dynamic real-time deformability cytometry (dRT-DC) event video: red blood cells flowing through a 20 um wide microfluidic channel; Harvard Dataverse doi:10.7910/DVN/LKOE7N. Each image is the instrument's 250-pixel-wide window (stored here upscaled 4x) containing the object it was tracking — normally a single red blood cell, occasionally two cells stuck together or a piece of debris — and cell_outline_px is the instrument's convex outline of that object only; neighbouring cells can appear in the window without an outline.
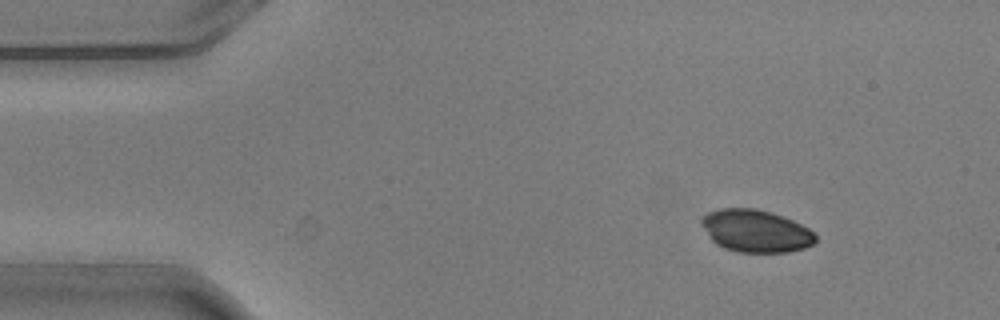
{"species": "common noctule bat (a hibernating species)", "species_latin": "Nyctalus noctula", "temperature_condition": "warm", "stored_images_in_passage": 3, "camera_frame_rate_fps": 3000, "um_per_image_px": 0.085, "animal": {"sex": "male", "body_mass_g": 20.5, "forearm_length_mm": 52.5}, "frame": {"image": 1, "passage_image": 1, "time_ms": 0.0, "image_size_px": [1000, 320], "cell_outline_px": [[816, 244], [804, 248], [788, 252], [740, 252], [724, 248], [716, 244], [708, 236], [700, 224], [700, 220], [708, 212], [720, 208], [756, 208], [772, 212], [792, 220], [808, 228], [816, 236]], "centroid_in_image_um": [64.23, 19.63], "position_along_channel_um": 20.8, "area_um2": 28.32}}